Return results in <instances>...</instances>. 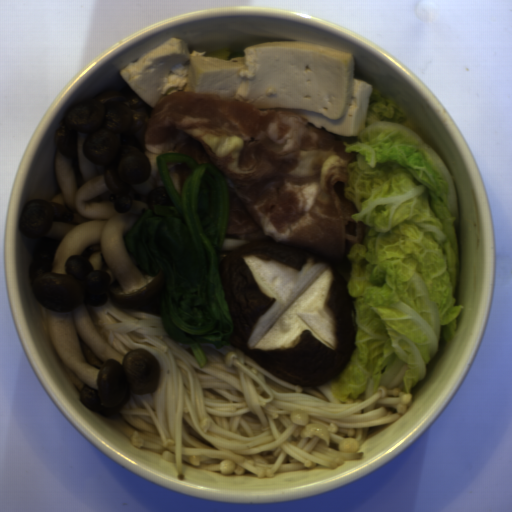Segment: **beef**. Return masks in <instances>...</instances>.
I'll return each instance as SVG.
<instances>
[{"label":"beef","mask_w":512,"mask_h":512,"mask_svg":"<svg viewBox=\"0 0 512 512\" xmlns=\"http://www.w3.org/2000/svg\"><path fill=\"white\" fill-rule=\"evenodd\" d=\"M149 176L135 186H164L157 155L181 153L214 164L225 179L227 233L242 241L299 246L344 264L365 238L345 194L341 135L284 108L212 93L174 92L153 106L144 137Z\"/></svg>","instance_id":"beef-1"},{"label":"beef","mask_w":512,"mask_h":512,"mask_svg":"<svg viewBox=\"0 0 512 512\" xmlns=\"http://www.w3.org/2000/svg\"><path fill=\"white\" fill-rule=\"evenodd\" d=\"M166 170L176 193L181 198L183 187L195 169L182 162H166Z\"/></svg>","instance_id":"beef-2"}]
</instances>
